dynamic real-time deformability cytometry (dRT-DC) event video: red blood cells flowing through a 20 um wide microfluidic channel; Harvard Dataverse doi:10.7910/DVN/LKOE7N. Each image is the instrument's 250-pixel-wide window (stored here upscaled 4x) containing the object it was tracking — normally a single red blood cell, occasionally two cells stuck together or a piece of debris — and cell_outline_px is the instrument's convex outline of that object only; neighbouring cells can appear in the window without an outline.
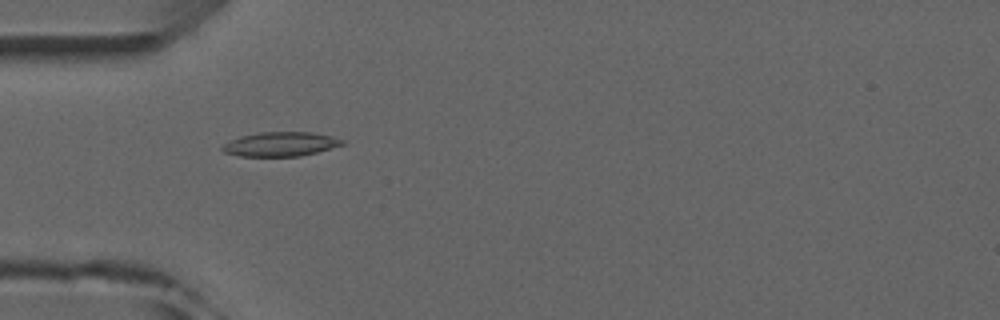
{"species": "common noctule bat (a hibernating species)", "species_latin": "Nyctalus noctula", "temperature_condition": "room temperature", "stored_images_in_passage": 5, "camera_frame_rate_fps": 3000, "um_per_image_px": 0.085, "animal": {"sex": "male", "forearm_length_mm": 52.5}, "frame": {"image": 1, "passage_image": 4, "time_ms": 3.333, "image_size_px": [1000, 320], "cell_outline_px": [[348, 140], [344, 144], [316, 152], [300, 156], [240, 156], [224, 152], [220, 148], [224, 144], [240, 136], [260, 132], [312, 132], [332, 136]], "centroid_in_image_um": [23.88, 12.24], "position_along_channel_um": 61.1, "area_um2": 16.94}}
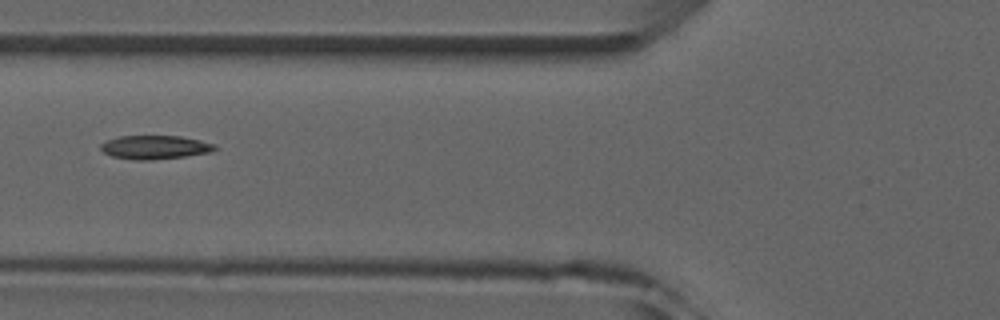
{"frame": {"image": 2, "passage_image": 5, "time_ms": 4.667, "image_size_px": [1000, 320], "cell_outline_px": [[216, 148], [212, 152], [184, 156], [152, 160], [136, 160], [112, 156], [104, 152], [100, 148], [100, 144], [108, 140], [120, 136], [180, 136], [200, 140], [216, 144]], "centroid_in_image_um": [13.18, 12.51], "position_along_channel_um": 112.6, "area_um2": 15.66}}